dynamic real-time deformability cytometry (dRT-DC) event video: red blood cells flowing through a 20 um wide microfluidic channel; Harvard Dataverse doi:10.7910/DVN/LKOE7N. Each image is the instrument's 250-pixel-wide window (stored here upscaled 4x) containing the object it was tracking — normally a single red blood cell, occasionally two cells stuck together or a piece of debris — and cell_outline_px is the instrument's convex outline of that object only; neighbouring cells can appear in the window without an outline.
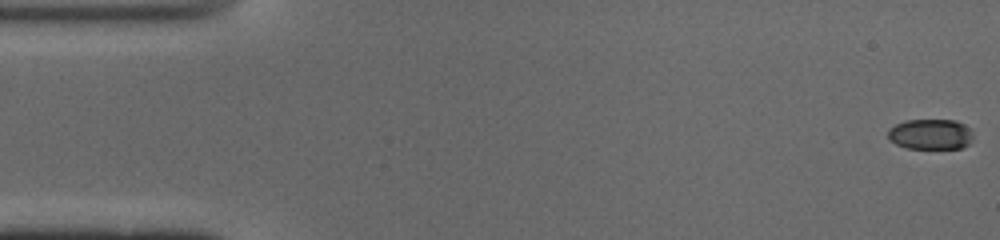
{"species": "common noctule bat (a hibernating species)", "species_latin": "Nyctalus noctula", "temperature_condition": "cold", "stored_images_in_passage": 51, "camera_frame_rate_fps": 3000, "um_per_image_px": 0.085, "animal": {"sex": "male", "body_mass_g": 19.0, "forearm_length_mm": 50.8}, "frame": {"image": 1, "passage_image": 1, "time_ms": 0.0, "image_size_px": [1000, 240], "cell_outline_px": [[972, 140], [968, 144], [960, 148], [908, 148], [896, 144], [888, 140], [888, 128], [904, 120], [956, 120], [964, 124], [972, 132]], "centroid_in_image_um": [79.07, 11.4], "position_along_channel_um": 5.9, "area_um2": 15.14}}
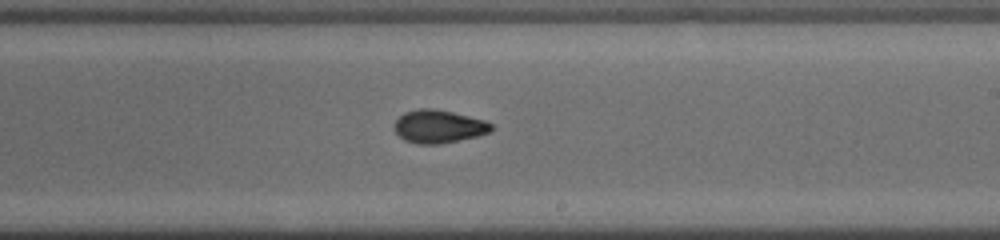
{"frame": {"image": 2, "passage_image": 30, "time_ms": 9.667, "image_size_px": [1000, 240], "cell_outline_px": [[496, 128], [488, 132], [476, 136], [440, 144], [416, 144], [404, 140], [392, 128], [396, 120], [404, 112], [420, 108], [432, 108], [452, 112], [484, 120], [492, 124]], "centroid_in_image_um": [37.26, 10.75], "position_along_channel_um": 251.7, "area_um2": 18.67}}
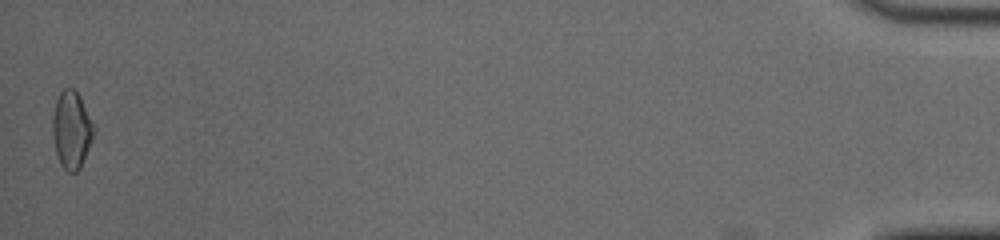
{"frame": {"image": 3, "passage_image": 51, "time_ms": 16.667, "image_size_px": [1000, 240], "cell_outline_px": [[96, 132], [80, 168], [76, 172], [68, 172], [60, 164], [56, 152], [52, 132], [52, 120], [56, 100], [60, 92], [64, 88], [72, 88], [80, 96], [96, 128]], "centroid_in_image_um": [6.1, 11.04], "position_along_channel_um": 429.1, "area_um2": 18.67}, "authors_computed_cell_mechanics": {"area_um2": 17.8602, "velocity_mm_per_s": 3.9478, "shape_relaxation_time_tau1_ms": 7.7419, "shape_relaxation_time_tau2_ms": 3.2108, "deformation_change_tau1": 0.1972, "deformation_change_tau2": 0.0698}}